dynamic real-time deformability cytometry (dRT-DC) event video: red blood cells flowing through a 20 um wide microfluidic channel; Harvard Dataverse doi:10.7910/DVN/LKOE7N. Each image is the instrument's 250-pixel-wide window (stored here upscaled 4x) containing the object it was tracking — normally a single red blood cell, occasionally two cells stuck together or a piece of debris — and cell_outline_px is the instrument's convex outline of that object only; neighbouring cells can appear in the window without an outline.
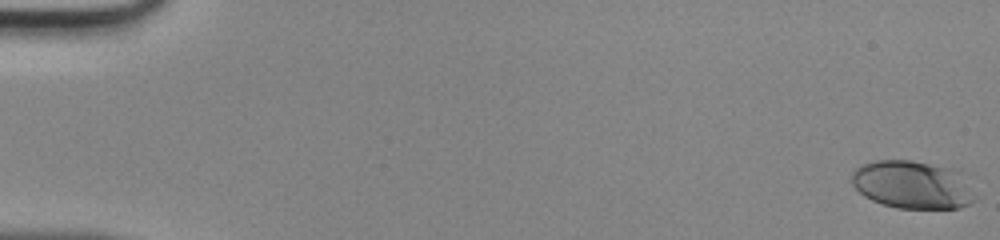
{"species": "human", "species_latin": "Homo sapiens", "temperature_condition": "room temperature", "stored_images_in_passage": 49, "camera_frame_rate_fps": 3000, "um_per_image_px": 0.085, "donor": {"sex": "male"}, "frame": {"image": 1, "passage_image": 1, "time_ms": 0.0, "image_size_px": [1000, 240], "cell_outline_px": [[980, 196], [976, 200], [960, 208], [896, 208], [880, 204], [864, 196], [852, 184], [852, 172], [856, 168], [864, 164], [876, 160], [908, 160], [948, 168], [960, 172]], "centroid_in_image_um": [77.6, 15.72], "position_along_channel_um": 7.4, "area_um2": 34.62}}
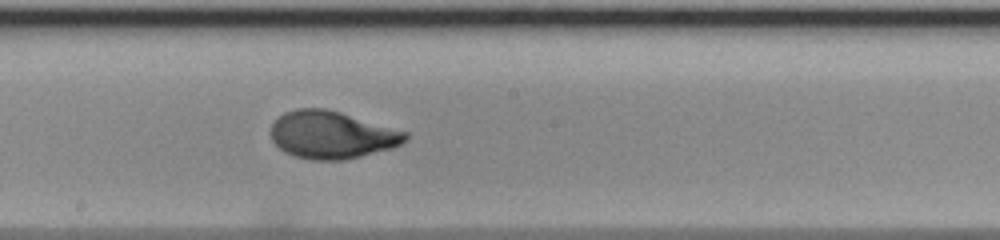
{"frame": {"image": 2, "passage_image": 28, "time_ms": 9.0, "image_size_px": [1000, 240], "cell_outline_px": [[408, 140], [392, 148], [344, 160], [312, 160], [296, 156], [284, 152], [272, 140], [272, 124], [284, 112], [296, 108], [324, 108], [340, 112], [408, 132]], "centroid_in_image_um": [28.21, 11.46], "position_along_channel_um": 220.0, "area_um2": 37.05}}
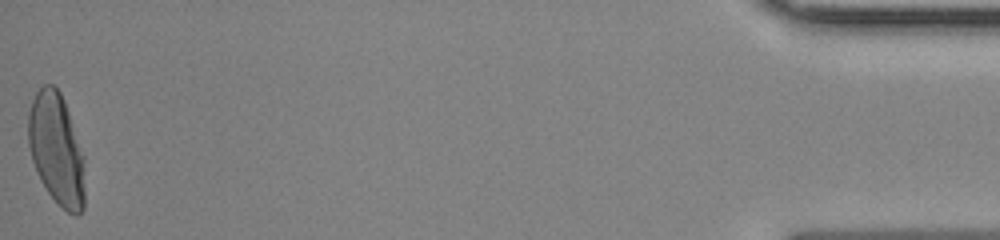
{"frame": {"image": 3, "passage_image": 49, "time_ms": 16.0, "image_size_px": [1000, 240], "cell_outline_px": [[84, 208], [76, 216], [68, 212], [48, 192], [40, 180], [36, 172], [28, 148], [28, 112], [32, 100], [36, 92], [44, 84], [52, 84], [60, 92], [64, 100], [84, 156]], "centroid_in_image_um": [4.79, 12.67], "position_along_channel_um": 430.4, "area_um2": 36.76}}